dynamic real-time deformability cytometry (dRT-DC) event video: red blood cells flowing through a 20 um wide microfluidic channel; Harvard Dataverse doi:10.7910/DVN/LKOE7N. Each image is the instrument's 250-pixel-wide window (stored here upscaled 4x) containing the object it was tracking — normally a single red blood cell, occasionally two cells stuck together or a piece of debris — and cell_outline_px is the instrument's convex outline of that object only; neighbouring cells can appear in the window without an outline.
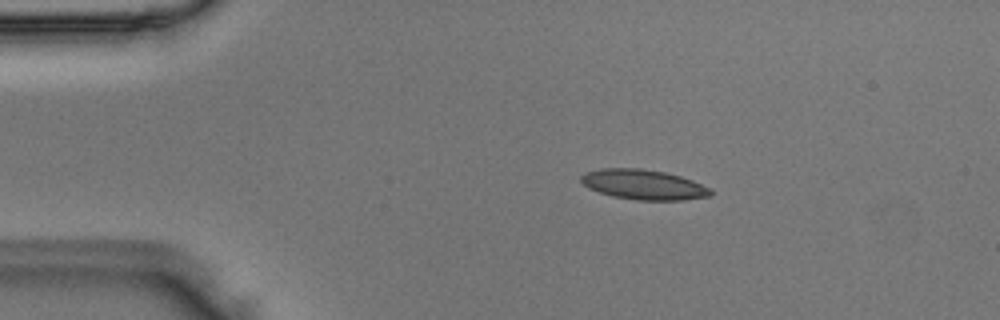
{"species": "Egyptian fruit bat (a non-hibernating species)", "species_latin": "Rousettus aegyptiacus", "temperature_condition": "room temperature", "stored_images_in_passage": 49, "camera_frame_rate_fps": 3000, "um_per_image_px": 0.085, "animal": {"sex": "male"}, "frame": {"image": 1, "passage_image": 8, "time_ms": 2.333, "image_size_px": [1000, 320], "cell_outline_px": [[712, 196], [684, 200], [636, 200], [612, 196], [588, 188], [580, 180], [580, 176], [584, 172], [600, 168], [640, 168], [664, 172], [680, 176], [692, 180], [712, 188]], "centroid_in_image_um": [54.71, 15.69], "position_along_channel_um": 30.3, "area_um2": 22.83}}
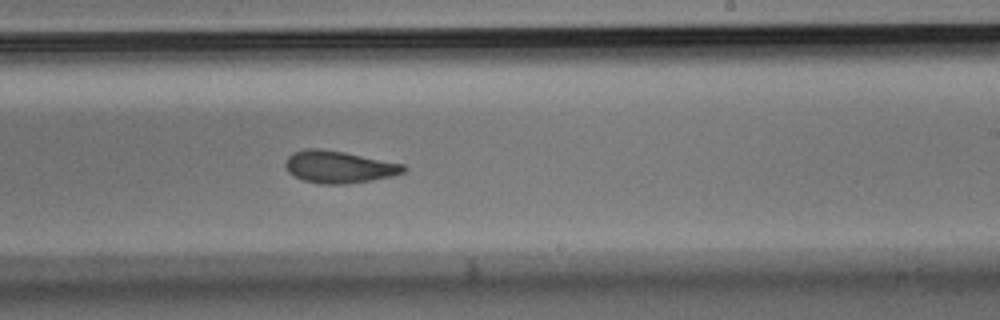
{"frame": {"image": 2, "passage_image": 29, "time_ms": 9.333, "image_size_px": [1000, 320], "cell_outline_px": [[408, 168], [404, 172], [392, 176], [372, 180], [344, 184], [320, 184], [304, 180], [288, 172], [284, 164], [288, 156], [292, 152], [308, 148], [320, 148], [344, 152], [404, 164]], "centroid_in_image_um": [28.8, 14.18], "position_along_channel_um": 260.2, "area_um2": 22.14}}
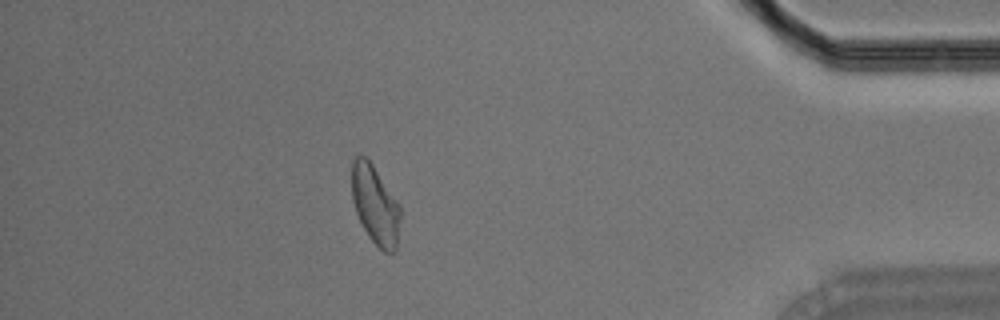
{"frame": {"image": 3, "passage_image": 43, "time_ms": 14.0, "image_size_px": [1000, 320], "cell_outline_px": [[400, 216], [396, 248], [392, 252], [384, 252], [368, 236], [356, 212], [352, 200], [352, 160], [356, 156], [364, 156], [372, 164], [400, 204]], "centroid_in_image_um": [31.89, 17.4], "position_along_channel_um": 403.3, "area_um2": 22.02}}